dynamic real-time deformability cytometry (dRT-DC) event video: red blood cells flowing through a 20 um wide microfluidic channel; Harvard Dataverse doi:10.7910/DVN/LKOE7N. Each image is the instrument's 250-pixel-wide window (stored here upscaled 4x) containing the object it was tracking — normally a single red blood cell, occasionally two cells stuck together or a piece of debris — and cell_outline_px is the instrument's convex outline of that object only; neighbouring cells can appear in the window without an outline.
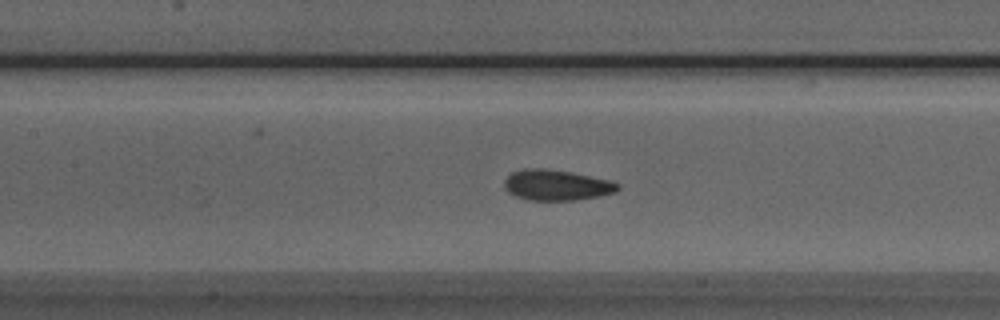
{"species": "Egyptian fruit bat (a non-hibernating species)", "species_latin": "Rousettus aegyptiacus", "temperature_condition": "room temperature", "stored_images_in_passage": 51, "camera_frame_rate_fps": 3000, "um_per_image_px": 0.085, "animal": {"sex": "male"}, "frame": {"image": 1, "passage_image": 23, "time_ms": 7.333, "image_size_px": [1000, 320], "cell_outline_px": [[620, 188], [616, 192], [576, 200], [528, 200], [516, 196], [508, 192], [504, 188], [504, 180], [512, 172], [524, 168], [544, 168], [572, 172], [608, 180], [620, 184]], "centroid_in_image_um": [47.28, 15.73], "position_along_channel_um": 160.1, "area_um2": 20.23}}
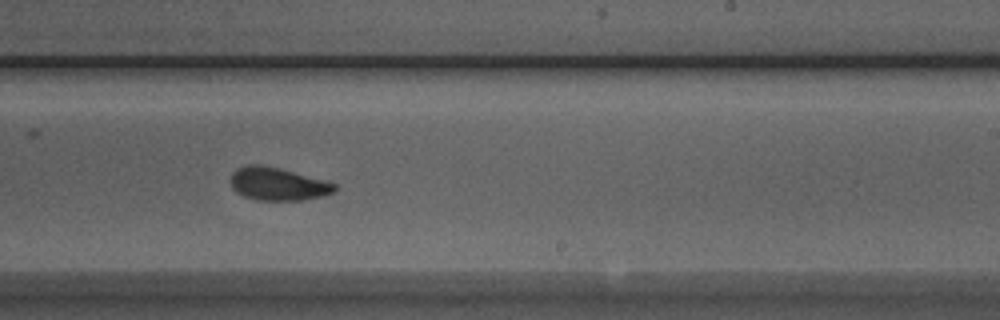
{"frame": {"image": 2, "passage_image": 31, "time_ms": 10.0, "image_size_px": [1000, 320], "cell_outline_px": [[336, 188], [332, 192], [324, 196], [304, 200], [256, 200], [244, 196], [236, 192], [232, 188], [232, 172], [236, 168], [248, 164], [260, 164], [324, 180], [336, 184]], "centroid_in_image_um": [23.59, 15.65], "position_along_channel_um": 265.4, "area_um2": 19.71}}
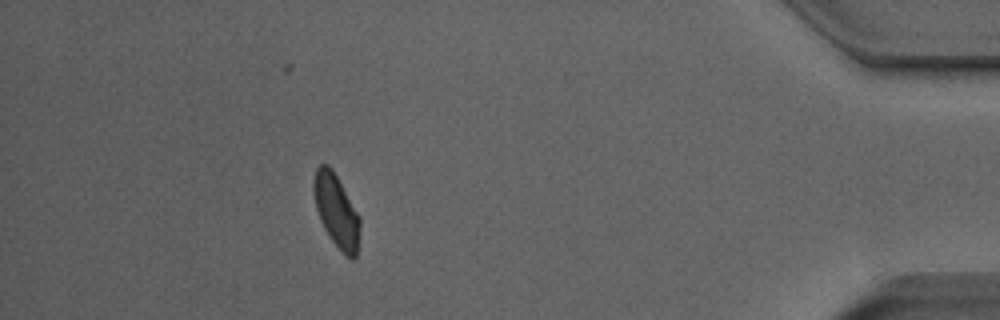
{"frame": {"image": 3, "passage_image": 46, "time_ms": 15.0, "image_size_px": [1000, 320], "cell_outline_px": [[360, 228], [356, 256], [352, 260], [344, 256], [328, 236], [320, 220], [316, 208], [312, 192], [312, 184], [316, 168], [320, 164], [328, 164], [332, 168], [360, 216]], "centroid_in_image_um": [28.58, 17.93], "position_along_channel_um": 406.6, "area_um2": 19.94}, "authors_computed_cell_mechanics": {"area_um2": 19.941, "velocity_mm_per_s": 3.9635, "shape_relaxation_time_tau1_ms": 4.1495, "shape_relaxation_time_tau2_ms": 1.2793, "deformation_change_tau1": 0.1168, "deformation_change_tau2": 0.0494}}